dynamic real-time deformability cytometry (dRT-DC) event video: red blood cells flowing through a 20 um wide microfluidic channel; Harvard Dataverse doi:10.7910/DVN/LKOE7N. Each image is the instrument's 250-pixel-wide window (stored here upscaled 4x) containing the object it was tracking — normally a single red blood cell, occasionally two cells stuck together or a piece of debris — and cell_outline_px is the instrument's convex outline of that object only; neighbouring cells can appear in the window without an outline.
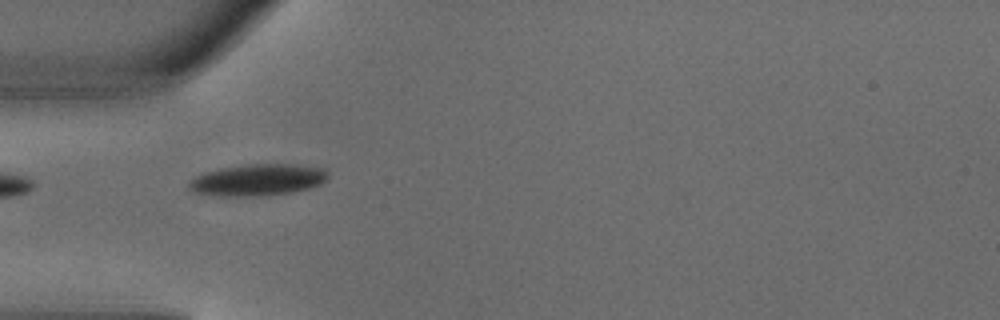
{"species": "common noctule bat (a hibernating species)", "species_latin": "Nyctalus noctula", "temperature_condition": "warm", "stored_images_in_passage": 5, "camera_frame_rate_fps": 3000, "um_per_image_px": 0.085, "animal": {"sex": "male", "body_mass_g": 18.8}, "frame": {"image": 1, "passage_image": 3, "time_ms": 0.667, "image_size_px": [1000, 320], "cell_outline_px": [[328, 180], [320, 184], [308, 188], [292, 192], [268, 196], [220, 196], [192, 192], [188, 188], [188, 180], [196, 176], [220, 168], [248, 164], [296, 164], [324, 168], [328, 172]], "centroid_in_image_um": [21.92, 15.3], "position_along_channel_um": 63.1, "area_um2": 25.89}}
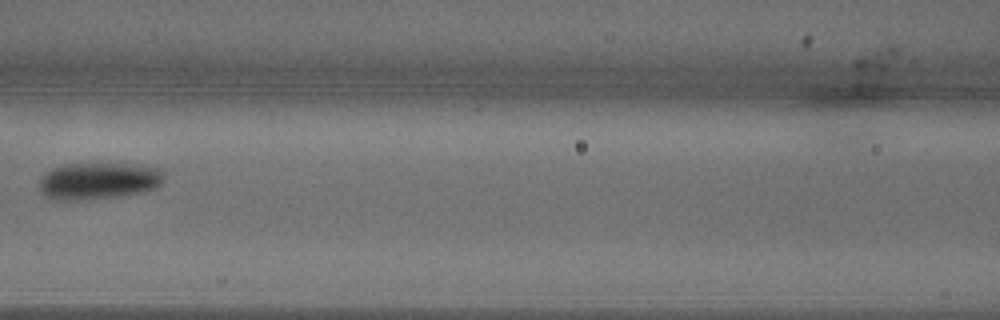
{"frame": {"image": 2, "passage_image": 5, "time_ms": 1.333, "image_size_px": [1000, 320], "cell_outline_px": [[164, 180], [156, 188], [140, 192], [116, 196], [88, 200], [52, 200], [44, 196], [40, 192], [40, 180], [44, 172], [52, 168], [64, 164], [128, 164], [160, 168], [164, 172]], "centroid_in_image_um": [8.34, 15.38], "position_along_channel_um": 158.3, "area_um2": 26.93}}